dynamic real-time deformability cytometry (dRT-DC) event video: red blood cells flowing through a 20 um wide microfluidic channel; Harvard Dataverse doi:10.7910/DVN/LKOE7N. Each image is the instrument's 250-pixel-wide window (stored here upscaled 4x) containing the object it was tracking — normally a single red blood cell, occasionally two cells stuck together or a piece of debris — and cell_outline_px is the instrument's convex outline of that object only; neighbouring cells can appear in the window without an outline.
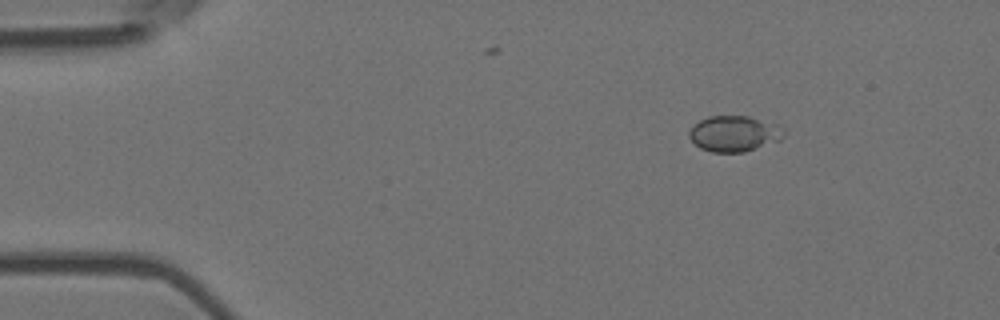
{"species": "Egyptian fruit bat (a non-hibernating species)", "species_latin": "Rousettus aegyptiacus", "temperature_condition": "room temperature", "stored_images_in_passage": 6, "camera_frame_rate_fps": 3000, "um_per_image_px": 0.085, "animal": {"sex": "female"}, "frame": {"image": 1, "passage_image": 2, "time_ms": 0.333, "image_size_px": [1000, 320], "cell_outline_px": [[784, 136], [780, 140], [744, 152], [712, 152], [700, 148], [688, 136], [688, 132], [700, 120], [708, 116], [748, 116], [780, 124], [784, 128]], "centroid_in_image_um": [62.44, 11.35], "position_along_channel_um": 22.6, "area_um2": 19.77}}